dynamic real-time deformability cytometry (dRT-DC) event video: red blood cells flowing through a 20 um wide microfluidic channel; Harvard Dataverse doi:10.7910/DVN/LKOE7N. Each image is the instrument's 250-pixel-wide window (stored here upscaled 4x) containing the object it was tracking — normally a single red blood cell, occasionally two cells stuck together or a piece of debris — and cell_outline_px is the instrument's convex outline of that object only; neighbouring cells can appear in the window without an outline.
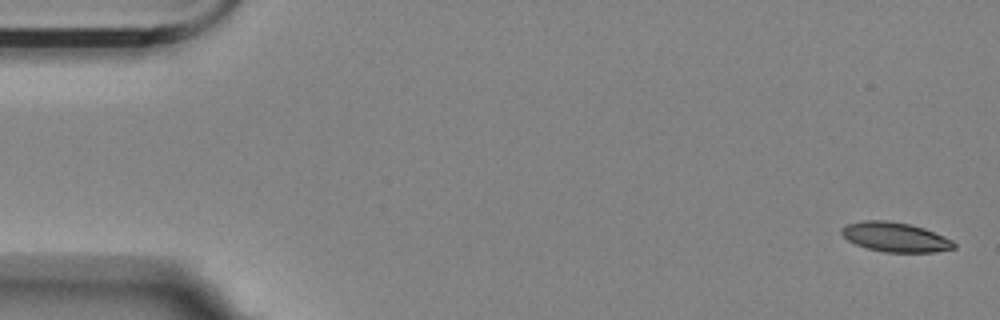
{"species": "Egyptian fruit bat (a non-hibernating species)", "species_latin": "Rousettus aegyptiacus", "temperature_condition": "room temperature", "stored_images_in_passage": 16, "camera_frame_rate_fps": 3000, "um_per_image_px": 0.085, "animal": {"sex": "female"}, "frame": {"image": 1, "passage_image": 1, "time_ms": 0.0, "image_size_px": [1000, 320], "cell_outline_px": [[956, 248], [936, 252], [884, 252], [868, 248], [856, 244], [848, 240], [840, 232], [840, 228], [844, 224], [864, 220], [888, 220], [908, 224], [924, 228], [944, 236], [952, 240], [956, 244]], "centroid_in_image_um": [76.09, 20.14], "position_along_channel_um": 8.9, "area_um2": 19.42}}
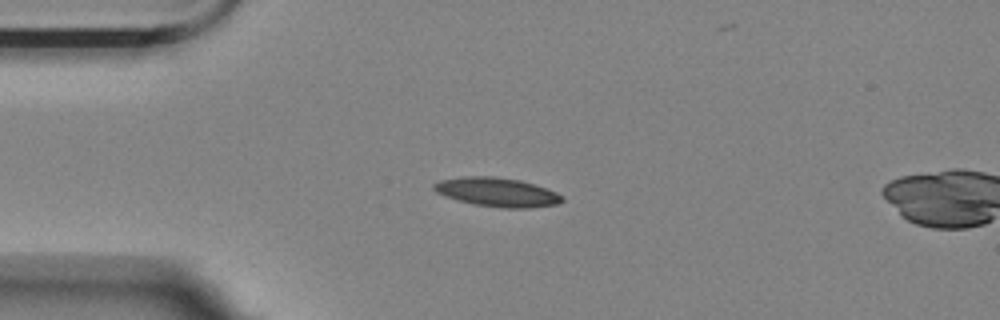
{"frame": {"image": 2, "passage_image": 13, "time_ms": 4.0, "image_size_px": [1000, 320], "cell_outline_px": [[564, 200], [556, 204], [528, 208], [504, 208], [472, 204], [456, 200], [444, 196], [436, 192], [432, 188], [432, 184], [440, 180], [460, 176], [492, 176], [520, 180], [548, 188], [564, 196]], "centroid_in_image_um": [42.23, 16.33], "position_along_channel_um": 42.8, "area_um2": 21.91}}